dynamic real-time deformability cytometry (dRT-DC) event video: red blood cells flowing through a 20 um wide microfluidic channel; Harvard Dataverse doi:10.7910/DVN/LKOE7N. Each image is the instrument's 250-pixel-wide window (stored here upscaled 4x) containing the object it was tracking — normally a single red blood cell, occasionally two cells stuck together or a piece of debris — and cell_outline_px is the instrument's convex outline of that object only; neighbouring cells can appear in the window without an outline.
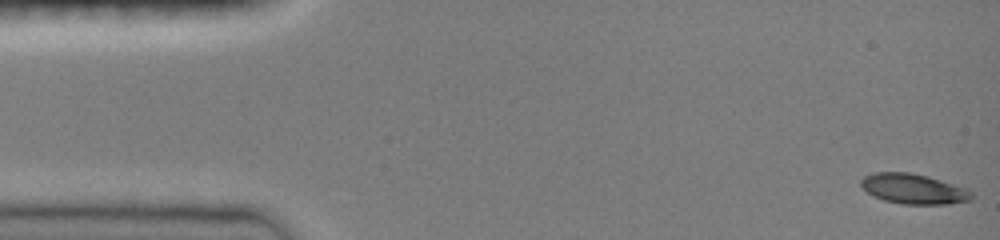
{"species": "common noctule bat (a hibernating species)", "species_latin": "Nyctalus noctula", "temperature_condition": "room temperature", "stored_images_in_passage": 47, "camera_frame_rate_fps": 3000, "um_per_image_px": 0.085, "animal": {"sex": "female", "body_mass_g": 19.0, "forearm_length_mm": 51.5}, "frame": {"image": 1, "passage_image": 1, "time_ms": 0.0, "image_size_px": [1000, 240], "cell_outline_px": [[972, 196], [968, 200], [944, 204], [904, 204], [884, 200], [868, 192], [860, 184], [860, 180], [864, 176], [876, 172], [908, 172], [924, 176], [964, 188], [972, 192]], "centroid_in_image_um": [77.59, 16.05], "position_along_channel_um": 7.4, "area_um2": 18.73}}
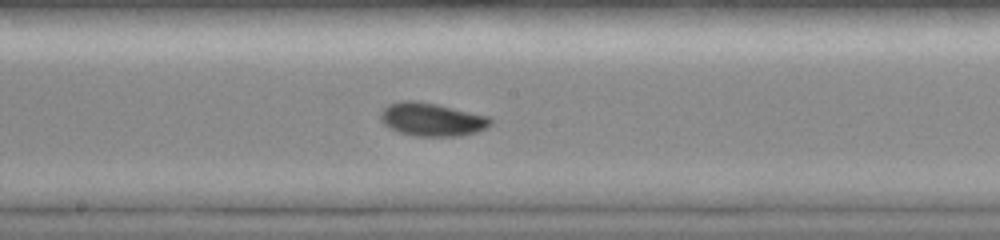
{"frame": {"image": 2, "passage_image": 25, "time_ms": 8.0, "image_size_px": [1000, 240], "cell_outline_px": [[492, 124], [488, 128], [476, 132], [460, 136], [416, 136], [400, 132], [384, 124], [380, 120], [380, 112], [388, 104], [400, 100], [416, 100], [436, 104], [488, 116], [492, 120]], "centroid_in_image_um": [36.71, 10.15], "position_along_channel_um": 211.5, "area_um2": 21.33}}
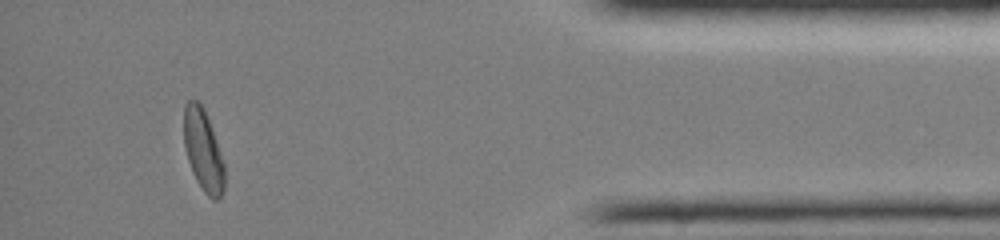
{"frame": {"image": 3, "passage_image": 43, "time_ms": 14.0, "image_size_px": [1000, 240], "cell_outline_px": [[224, 192], [216, 200], [212, 200], [204, 192], [196, 180], [192, 172], [188, 160], [184, 144], [184, 104], [188, 100], [196, 100], [204, 108], [224, 164]], "centroid_in_image_um": [17.26, 12.8], "position_along_channel_um": 417.9, "area_um2": 19.07}, "authors_computed_cell_mechanics": {"area_um2": 19.5942, "velocity_mm_per_s": 4.0627, "shape_relaxation_time_tau1_ms": 2.8584, "shape_relaxation_time_tau2_ms": null, "deformation_change_tau1": 0.1446, "deformation_change_tau2": null}}